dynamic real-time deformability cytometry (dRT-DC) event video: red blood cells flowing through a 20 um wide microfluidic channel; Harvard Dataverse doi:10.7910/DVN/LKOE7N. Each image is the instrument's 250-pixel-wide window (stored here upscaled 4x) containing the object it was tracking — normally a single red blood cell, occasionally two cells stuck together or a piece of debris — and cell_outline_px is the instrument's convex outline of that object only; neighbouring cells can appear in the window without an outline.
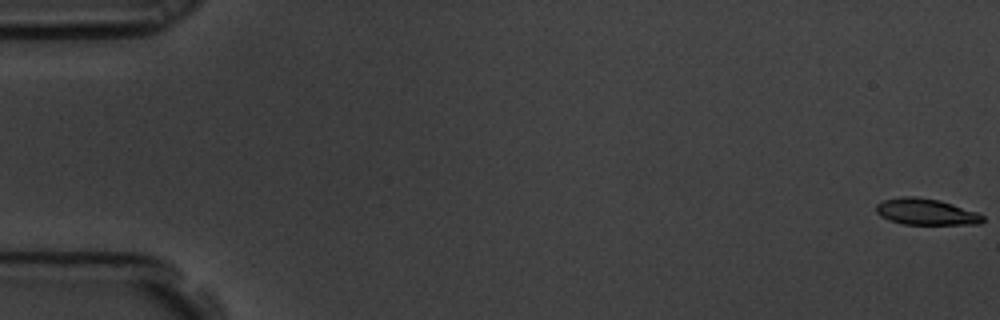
{"species": "common noctule bat (a hibernating species)", "species_latin": "Nyctalus noctula", "temperature_condition": "room temperature", "stored_images_in_passage": 6, "camera_frame_rate_fps": 3000, "um_per_image_px": 0.085, "animal": {"sex": "male", "body_mass_g": 19.5, "forearm_length_mm": 54.6}, "frame": {"image": 1, "passage_image": 1, "time_ms": 0.0, "image_size_px": [1000, 320], "cell_outline_px": [[984, 220], [980, 224], [904, 224], [888, 220], [880, 216], [876, 212], [876, 204], [884, 200], [904, 196], [916, 196], [940, 200], [976, 212], [984, 216]], "centroid_in_image_um": [78.69, 18.0], "position_along_channel_um": 6.3, "area_um2": 16.3}}